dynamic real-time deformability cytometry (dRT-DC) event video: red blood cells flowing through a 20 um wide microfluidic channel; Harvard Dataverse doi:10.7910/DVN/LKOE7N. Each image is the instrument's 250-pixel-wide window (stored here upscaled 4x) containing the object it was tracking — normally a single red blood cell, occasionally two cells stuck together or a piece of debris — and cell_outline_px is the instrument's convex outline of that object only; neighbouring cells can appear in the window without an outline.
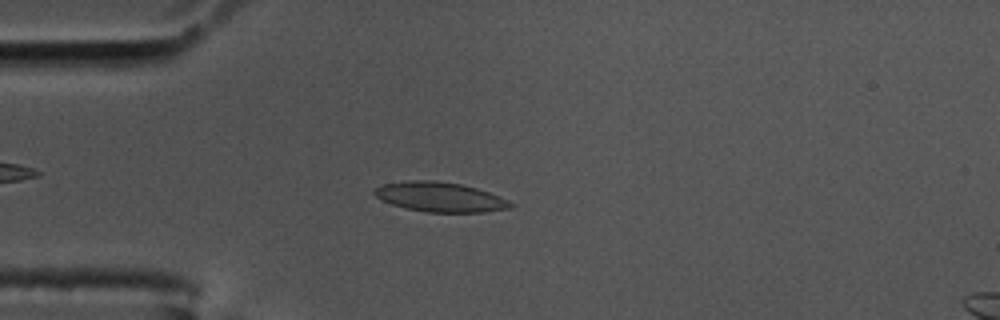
{"species": "common noctule bat (a hibernating species)", "species_latin": "Nyctalus noctula", "temperature_condition": "cold", "stored_images_in_passage": 57, "camera_frame_rate_fps": 3000, "um_per_image_px": 0.085, "animal": {"sex": "male", "body_mass_g": 17.5, "forearm_length_mm": 52.3}, "frame": {"image": 1, "passage_image": 14, "time_ms": 4.333, "image_size_px": [1000, 320], "cell_outline_px": [[516, 204], [512, 208], [484, 212], [424, 212], [404, 208], [392, 204], [376, 196], [372, 192], [376, 188], [384, 184], [408, 180], [436, 180], [460, 184], [476, 188], [488, 192], [508, 200]], "centroid_in_image_um": [37.43, 16.75], "position_along_channel_um": 47.6, "area_um2": 23.52}}
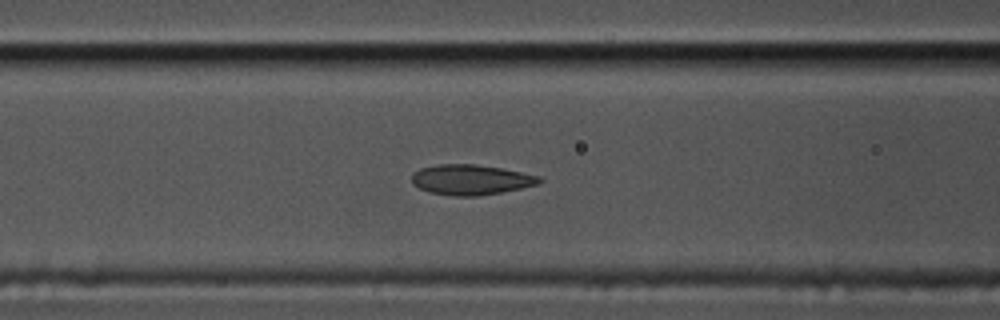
{"frame": {"image": 2, "passage_image": 22, "time_ms": 7.0, "image_size_px": [1000, 320], "cell_outline_px": [[544, 180], [536, 184], [520, 188], [480, 196], [456, 196], [428, 192], [412, 184], [412, 176], [420, 168], [436, 164], [476, 164], [500, 168], [540, 176]], "centroid_in_image_um": [40.0, 15.27], "position_along_channel_um": 126.6, "area_um2": 22.31}}
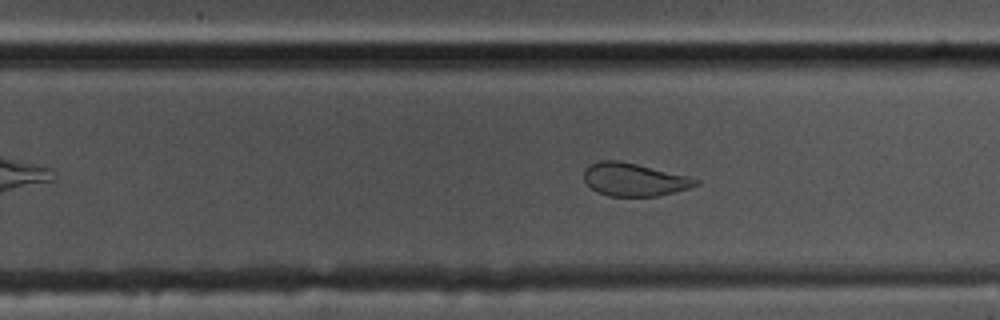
{"frame": {"image": 3, "passage_image": 35, "time_ms": 11.333, "image_size_px": [1000, 320], "cell_outline_px": [[700, 184], [688, 188], [656, 196], [608, 196], [596, 192], [584, 180], [584, 168], [588, 164], [600, 160], [620, 160], [688, 176], [700, 180]], "centroid_in_image_um": [53.86, 15.25], "position_along_channel_um": 275.9, "area_um2": 21.5}}